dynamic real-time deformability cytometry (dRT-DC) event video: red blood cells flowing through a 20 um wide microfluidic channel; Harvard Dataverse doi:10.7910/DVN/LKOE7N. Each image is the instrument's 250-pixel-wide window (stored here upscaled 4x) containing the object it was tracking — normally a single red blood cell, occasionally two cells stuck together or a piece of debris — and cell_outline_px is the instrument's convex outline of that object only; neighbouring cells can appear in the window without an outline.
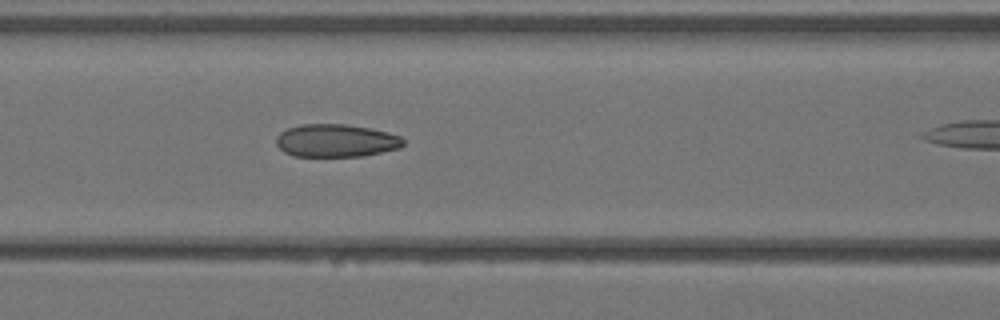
{"species": "Egyptian fruit bat (a non-hibernating species)", "species_latin": "Rousettus aegyptiacus", "temperature_condition": "warm", "stored_images_in_passage": 7, "camera_frame_rate_fps": 3000, "um_per_image_px": 0.085, "animal": {"sex": "female"}, "frame": {"image": 1, "passage_image": 6, "time_ms": 1.667, "image_size_px": [1000, 320], "cell_outline_px": [[404, 144], [400, 148], [364, 156], [292, 156], [284, 152], [276, 144], [276, 136], [280, 132], [288, 128], [300, 124], [348, 124], [388, 132], [400, 136], [404, 140]], "centroid_in_image_um": [28.55, 11.95], "position_along_channel_um": 138.0, "area_um2": 24.45}}